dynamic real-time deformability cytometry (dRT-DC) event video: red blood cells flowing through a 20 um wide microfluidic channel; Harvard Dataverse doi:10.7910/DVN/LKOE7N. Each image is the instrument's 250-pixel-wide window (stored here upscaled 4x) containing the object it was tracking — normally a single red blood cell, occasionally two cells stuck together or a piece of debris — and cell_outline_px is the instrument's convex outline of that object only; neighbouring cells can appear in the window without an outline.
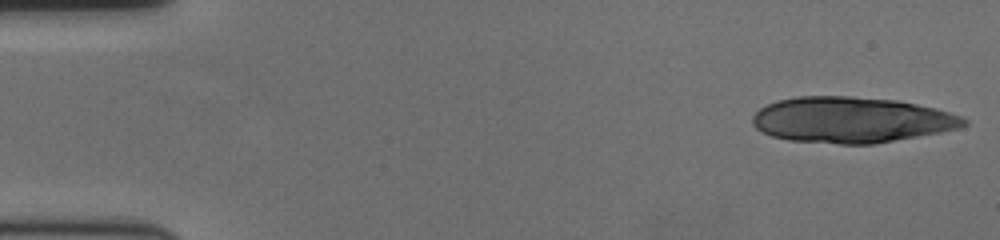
{"species": "human", "species_latin": "Homo sapiens", "temperature_condition": "cold", "stored_images_in_passage": 18, "camera_frame_rate_fps": 3000, "um_per_image_px": 0.085, "donor": {"sex": "female"}, "frame": {"image": 1, "passage_image": 1, "time_ms": 0.0, "image_size_px": [1000, 240], "cell_outline_px": [[968, 124], [960, 128], [940, 132], [872, 144], [840, 144], [788, 140], [772, 136], [756, 128], [752, 124], [752, 116], [760, 108], [776, 100], [796, 96], [852, 96], [896, 100], [936, 108], [960, 116], [968, 120]], "centroid_in_image_um": [72.35, 10.18], "position_along_channel_um": 12.7, "area_um2": 56.41}}